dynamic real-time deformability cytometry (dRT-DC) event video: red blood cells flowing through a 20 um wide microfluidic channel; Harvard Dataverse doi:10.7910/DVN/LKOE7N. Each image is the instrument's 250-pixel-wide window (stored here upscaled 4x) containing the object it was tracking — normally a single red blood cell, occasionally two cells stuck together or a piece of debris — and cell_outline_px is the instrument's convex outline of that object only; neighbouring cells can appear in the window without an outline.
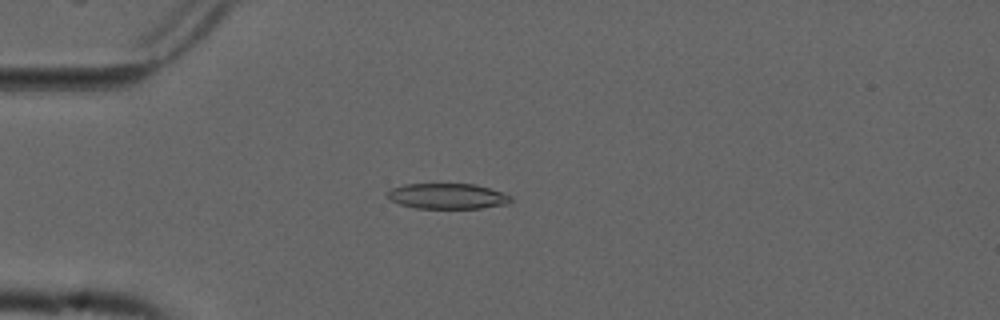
{"species": "common noctule bat (a hibernating species)", "species_latin": "Nyctalus noctula", "temperature_condition": "cold", "stored_images_in_passage": 43, "camera_frame_rate_fps": 3000, "um_per_image_px": 0.085, "animal": {"sex": "male", "forearm_length_mm": 52.5}, "frame": {"image": 1, "passage_image": 3, "time_ms": 0.667, "image_size_px": [1000, 320], "cell_outline_px": [[512, 200], [508, 204], [480, 208], [416, 208], [400, 204], [392, 200], [388, 196], [388, 192], [392, 188], [404, 184], [476, 184], [504, 192], [512, 196]], "centroid_in_image_um": [38.09, 16.67], "position_along_channel_um": 46.9, "area_um2": 18.32}}
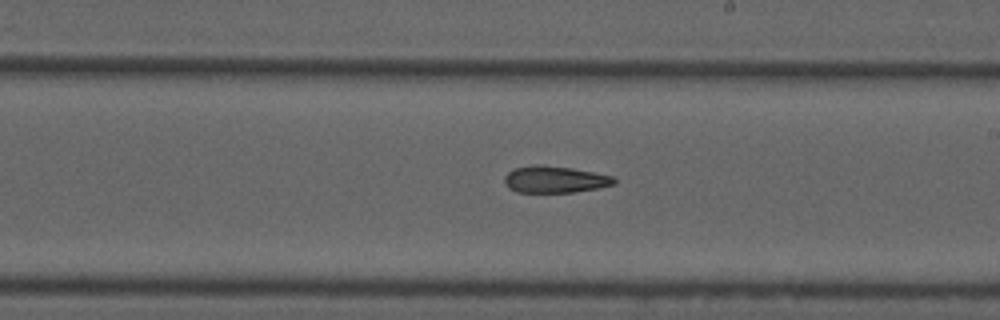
{"frame": {"image": 2, "passage_image": 20, "time_ms": 6.333, "image_size_px": [1000, 320], "cell_outline_px": [[616, 184], [596, 188], [572, 192], [516, 192], [508, 188], [504, 184], [504, 176], [512, 168], [536, 164], [540, 164], [572, 168], [612, 176], [616, 180]], "centroid_in_image_um": [47.1, 15.24], "position_along_channel_um": 241.9, "area_um2": 17.17}}
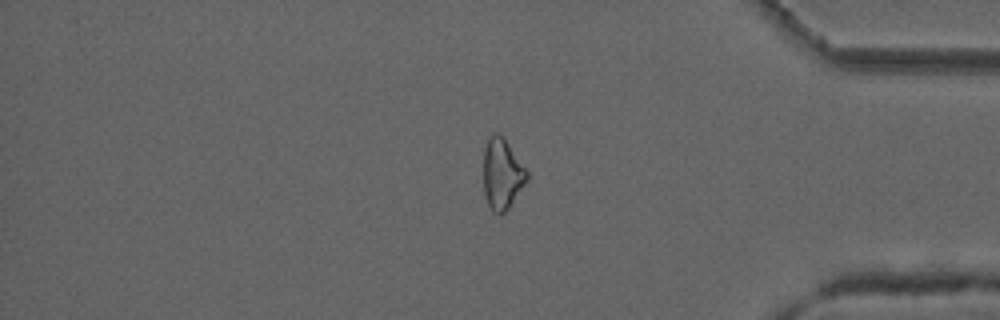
{"frame": {"image": 3, "passage_image": 34, "time_ms": 11.0, "image_size_px": [1000, 320], "cell_outline_px": [[528, 180], [508, 208], [500, 216], [492, 212], [488, 204], [484, 192], [484, 148], [488, 140], [496, 132], [504, 136], [528, 172]], "centroid_in_image_um": [42.68, 14.8], "position_along_channel_um": 392.5, "area_um2": 17.92}}